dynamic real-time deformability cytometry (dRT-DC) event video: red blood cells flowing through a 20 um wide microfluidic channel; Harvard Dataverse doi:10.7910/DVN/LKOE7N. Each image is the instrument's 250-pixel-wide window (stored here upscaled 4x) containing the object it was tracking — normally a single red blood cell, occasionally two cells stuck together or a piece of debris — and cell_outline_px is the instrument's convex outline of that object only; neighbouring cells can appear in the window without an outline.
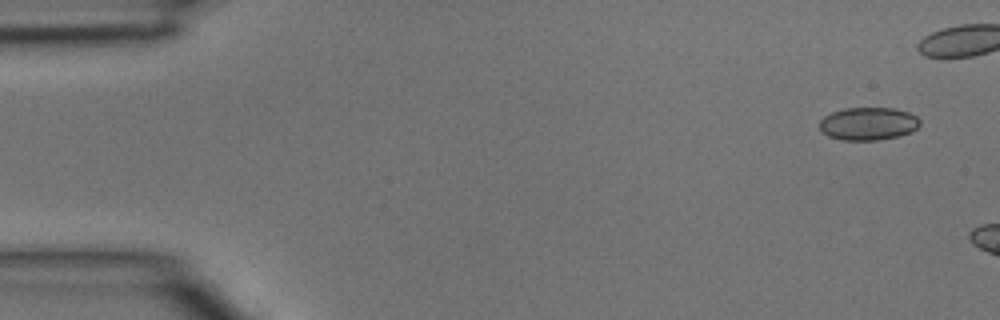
{"species": "common noctule bat (a hibernating species)", "species_latin": "Nyctalus noctula", "temperature_condition": "room temperature", "stored_images_in_passage": 3, "camera_frame_rate_fps": 3000, "um_per_image_px": 0.085, "animal": {"sex": "male", "body_mass_g": 15.6}, "frame": {"image": 1, "passage_image": 1, "time_ms": 0.0, "image_size_px": [1000, 320], "cell_outline_px": [[920, 124], [912, 132], [900, 136], [876, 140], [840, 140], [828, 136], [820, 128], [820, 120], [824, 116], [832, 112], [844, 108], [892, 108], [908, 112], [916, 116], [920, 120]], "centroid_in_image_um": [73.81, 10.52], "position_along_channel_um": 11.2, "area_um2": 19.25}}